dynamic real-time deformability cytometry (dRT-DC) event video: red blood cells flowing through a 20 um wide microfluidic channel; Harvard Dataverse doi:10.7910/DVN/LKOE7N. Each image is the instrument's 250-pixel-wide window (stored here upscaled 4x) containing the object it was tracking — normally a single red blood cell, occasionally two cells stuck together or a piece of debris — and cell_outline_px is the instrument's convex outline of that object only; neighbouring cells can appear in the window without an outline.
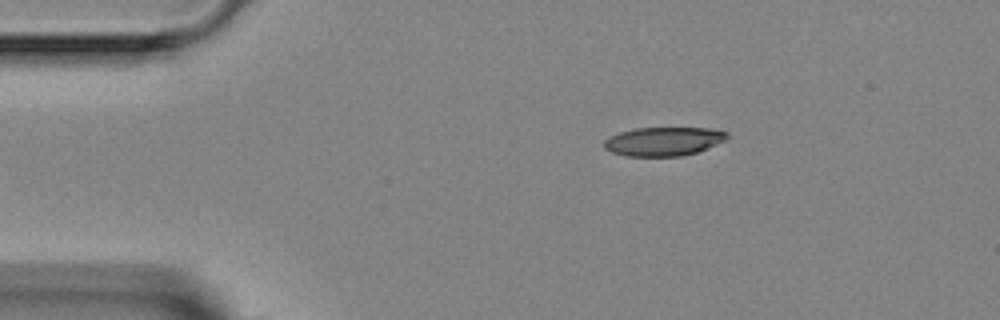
{"species": "Egyptian fruit bat (a non-hibernating species)", "species_latin": "Rousettus aegyptiacus", "temperature_condition": "room temperature", "stored_images_in_passage": 4, "camera_frame_rate_fps": 3000, "um_per_image_px": 0.085, "animal": {"sex": "female"}, "frame": {"image": 1, "passage_image": 4, "time_ms": 5.333, "image_size_px": [1000, 320], "cell_outline_px": [[728, 140], [696, 152], [680, 156], [624, 156], [612, 152], [604, 148], [604, 140], [608, 136], [620, 132], [636, 128], [712, 128], [728, 132]], "centroid_in_image_um": [56.41, 12.01], "position_along_channel_um": 28.6, "area_um2": 20.75}}